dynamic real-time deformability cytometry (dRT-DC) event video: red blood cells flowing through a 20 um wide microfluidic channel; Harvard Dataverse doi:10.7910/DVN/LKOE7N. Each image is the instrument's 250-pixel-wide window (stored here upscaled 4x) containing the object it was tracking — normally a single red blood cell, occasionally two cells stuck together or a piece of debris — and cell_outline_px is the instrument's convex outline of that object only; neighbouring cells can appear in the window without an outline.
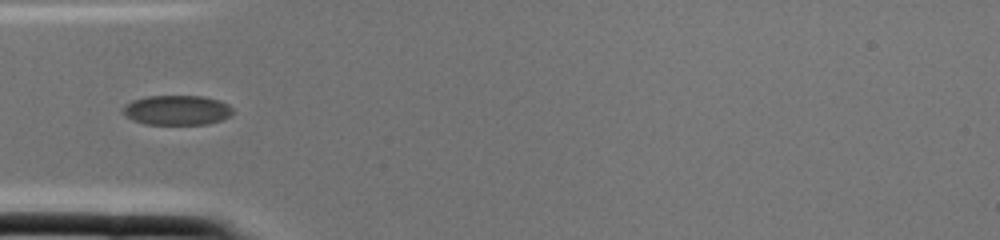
{"species": "common noctule bat (a hibernating species)", "species_latin": "Nyctalus noctula", "temperature_condition": "cold", "stored_images_in_passage": 2, "camera_frame_rate_fps": 3000, "um_per_image_px": 0.085, "animal": {"sex": "female", "body_mass_g": 22.0, "forearm_length_mm": 56.7}, "frame": {"image": 1, "passage_image": 2, "time_ms": 0.333, "image_size_px": [1000, 240], "cell_outline_px": [[232, 116], [208, 124], [144, 124], [132, 120], [120, 108], [124, 104], [132, 100], [148, 96], [204, 96], [220, 100], [228, 104], [232, 108]], "centroid_in_image_um": [15.04, 9.36], "position_along_channel_um": 70.0, "area_um2": 19.19}}